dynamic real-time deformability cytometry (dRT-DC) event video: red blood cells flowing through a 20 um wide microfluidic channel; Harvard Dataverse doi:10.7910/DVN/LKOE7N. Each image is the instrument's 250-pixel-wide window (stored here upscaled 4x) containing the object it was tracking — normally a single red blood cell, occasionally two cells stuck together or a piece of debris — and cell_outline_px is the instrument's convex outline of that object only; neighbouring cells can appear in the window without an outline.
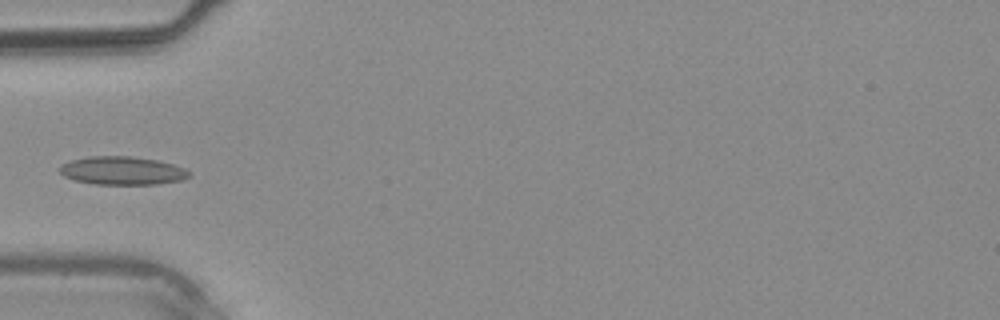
{"species": "common noctule bat (a hibernating species)", "species_latin": "Nyctalus noctula", "temperature_condition": "warm", "stored_images_in_passage": 3, "camera_frame_rate_fps": 3000, "um_per_image_px": 0.085, "animal": {"sex": "male", "body_mass_g": 20.4}, "frame": {"image": 1, "passage_image": 3, "time_ms": 3.0, "image_size_px": [1000, 320], "cell_outline_px": [[192, 172], [188, 176], [180, 180], [156, 184], [96, 184], [76, 180], [64, 176], [60, 172], [60, 168], [64, 164], [72, 160], [88, 156], [128, 156], [156, 160], [172, 164], [184, 168]], "centroid_in_image_um": [10.41, 14.5], "position_along_channel_um": 74.6, "area_um2": 20.98}}